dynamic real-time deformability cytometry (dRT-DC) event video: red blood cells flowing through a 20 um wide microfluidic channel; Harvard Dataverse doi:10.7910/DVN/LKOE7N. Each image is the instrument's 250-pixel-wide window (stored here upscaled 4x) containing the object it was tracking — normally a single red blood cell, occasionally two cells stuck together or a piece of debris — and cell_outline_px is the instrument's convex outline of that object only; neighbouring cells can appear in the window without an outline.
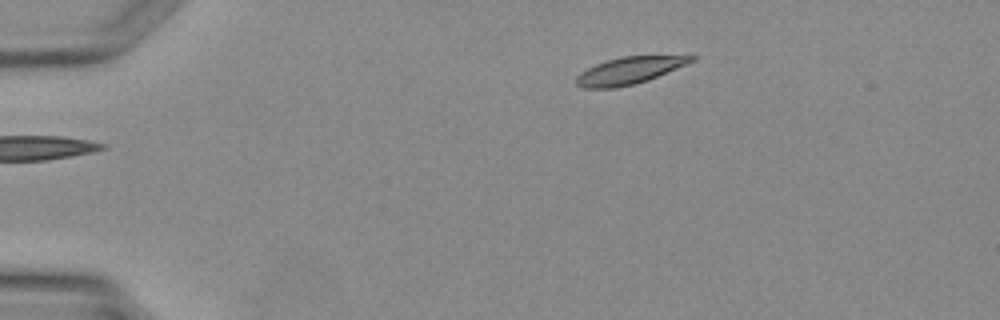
{"species": "Egyptian fruit bat (a non-hibernating species)", "species_latin": "Rousettus aegyptiacus", "temperature_condition": "warm", "stored_images_in_passage": 2, "camera_frame_rate_fps": 3000, "um_per_image_px": 0.085, "animal": {"sex": "female"}, "frame": {"image": 1, "passage_image": 2, "time_ms": 1.0, "image_size_px": [1000, 320], "cell_outline_px": [[700, 56], [696, 60], [648, 80], [636, 84], [616, 88], [584, 88], [576, 84], [576, 76], [588, 68], [596, 64], [620, 56]], "centroid_in_image_um": [53.49, 6.0], "position_along_channel_um": 31.5, "area_um2": 17.98}}